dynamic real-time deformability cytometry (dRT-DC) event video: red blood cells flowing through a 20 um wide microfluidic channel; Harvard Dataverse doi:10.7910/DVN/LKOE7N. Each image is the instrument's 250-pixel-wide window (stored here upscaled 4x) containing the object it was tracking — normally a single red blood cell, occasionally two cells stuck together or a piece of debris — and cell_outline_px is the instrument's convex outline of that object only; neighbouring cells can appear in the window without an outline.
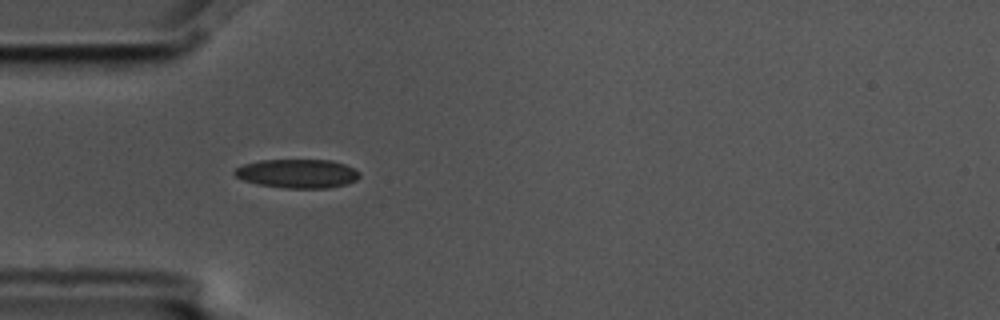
{"species": "common noctule bat (a hibernating species)", "species_latin": "Nyctalus noctula", "temperature_condition": "cold", "stored_images_in_passage": 5, "camera_frame_rate_fps": 3000, "um_per_image_px": 0.085, "animal": {"sex": "male", "body_mass_g": 17.5, "forearm_length_mm": 52.3}, "frame": {"image": 1, "passage_image": 2, "time_ms": 0.333, "image_size_px": [1000, 320], "cell_outline_px": [[360, 176], [356, 180], [344, 184], [328, 188], [284, 188], [260, 184], [244, 180], [236, 176], [232, 172], [236, 168], [244, 164], [260, 160], [332, 160], [344, 164], [360, 172]], "centroid_in_image_um": [25.28, 14.75], "position_along_channel_um": 59.7, "area_um2": 20.87}}